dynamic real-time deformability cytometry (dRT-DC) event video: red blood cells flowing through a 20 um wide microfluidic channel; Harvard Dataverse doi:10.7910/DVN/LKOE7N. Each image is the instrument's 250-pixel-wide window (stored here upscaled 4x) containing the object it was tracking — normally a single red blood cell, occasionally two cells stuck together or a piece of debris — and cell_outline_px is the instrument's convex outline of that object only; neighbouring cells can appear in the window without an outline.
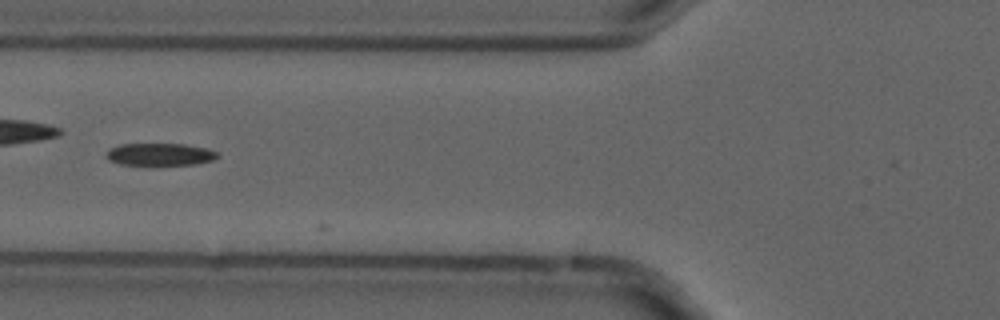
{"species": "common noctule bat (a hibernating species)", "species_latin": "Nyctalus noctula", "temperature_condition": "cold", "stored_images_in_passage": 15, "camera_frame_rate_fps": 3000, "um_per_image_px": 0.085, "animal": {"sex": "male", "forearm_length_mm": 52.5}, "frame": {"image": 1, "passage_image": 9, "time_ms": 2.667, "image_size_px": [1000, 320], "cell_outline_px": [[220, 156], [212, 160], [196, 164], [120, 164], [108, 160], [104, 156], [108, 148], [120, 144], [184, 144], [208, 148], [216, 152]], "centroid_in_image_um": [13.56, 13.1], "position_along_channel_um": 112.2, "area_um2": 14.45}}